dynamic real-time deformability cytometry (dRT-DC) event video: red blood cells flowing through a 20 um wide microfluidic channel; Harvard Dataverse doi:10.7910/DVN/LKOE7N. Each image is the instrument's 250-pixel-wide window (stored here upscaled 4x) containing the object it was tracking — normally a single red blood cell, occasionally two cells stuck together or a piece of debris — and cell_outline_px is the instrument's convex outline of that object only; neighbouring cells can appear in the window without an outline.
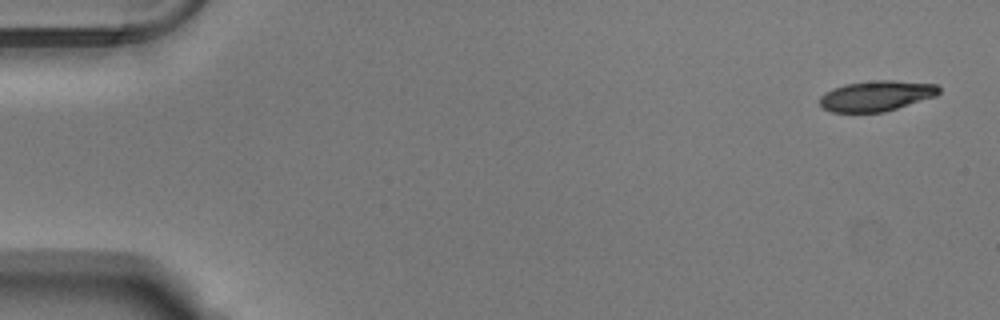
{"species": "Egyptian fruit bat (a non-hibernating species)", "species_latin": "Rousettus aegyptiacus", "temperature_condition": "warm", "stored_images_in_passage": 13, "camera_frame_rate_fps": 3000, "um_per_image_px": 0.085, "animal": {"sex": "male"}, "frame": {"image": 1, "passage_image": 1, "time_ms": 0.0, "image_size_px": [1000, 320], "cell_outline_px": [[940, 92], [936, 96], [884, 112], [832, 112], [824, 108], [820, 104], [820, 96], [824, 92], [832, 88], [844, 84], [876, 80], [892, 80], [936, 84], [940, 88]], "centroid_in_image_um": [74.48, 8.14], "position_along_channel_um": 10.5, "area_um2": 21.15}}